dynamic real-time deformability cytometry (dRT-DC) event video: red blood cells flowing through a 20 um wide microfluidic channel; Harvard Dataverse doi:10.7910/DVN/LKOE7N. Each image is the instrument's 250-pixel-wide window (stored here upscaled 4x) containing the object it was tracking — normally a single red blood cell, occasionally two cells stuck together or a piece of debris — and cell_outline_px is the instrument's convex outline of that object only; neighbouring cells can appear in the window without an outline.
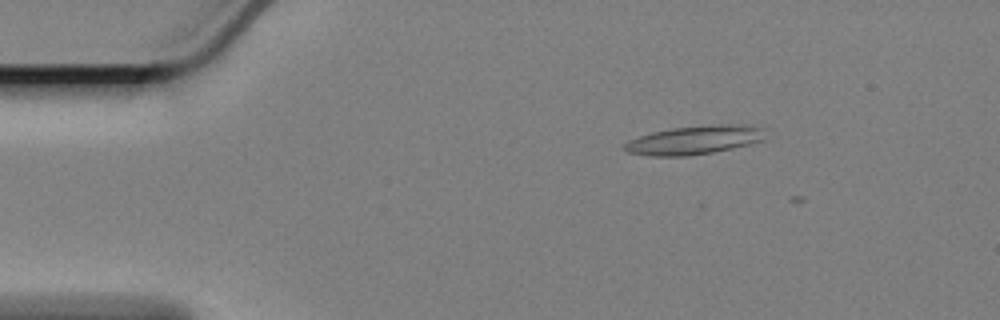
{"species": "Egyptian fruit bat (a non-hibernating species)", "species_latin": "Rousettus aegyptiacus", "temperature_condition": "cold", "stored_images_in_passage": 9, "camera_frame_rate_fps": 3000, "um_per_image_px": 0.085, "animal": {"sex": "female"}, "frame": {"image": 1, "passage_image": 3, "time_ms": 0.667, "image_size_px": [1000, 320], "cell_outline_px": [[764, 140], [732, 148], [712, 152], [688, 156], [652, 156], [628, 152], [624, 148], [624, 144], [628, 140], [652, 132], [672, 128], [716, 124], [748, 124], [764, 128]], "centroid_in_image_um": [59.05, 11.89], "position_along_channel_um": 25.9, "area_um2": 23.52}}